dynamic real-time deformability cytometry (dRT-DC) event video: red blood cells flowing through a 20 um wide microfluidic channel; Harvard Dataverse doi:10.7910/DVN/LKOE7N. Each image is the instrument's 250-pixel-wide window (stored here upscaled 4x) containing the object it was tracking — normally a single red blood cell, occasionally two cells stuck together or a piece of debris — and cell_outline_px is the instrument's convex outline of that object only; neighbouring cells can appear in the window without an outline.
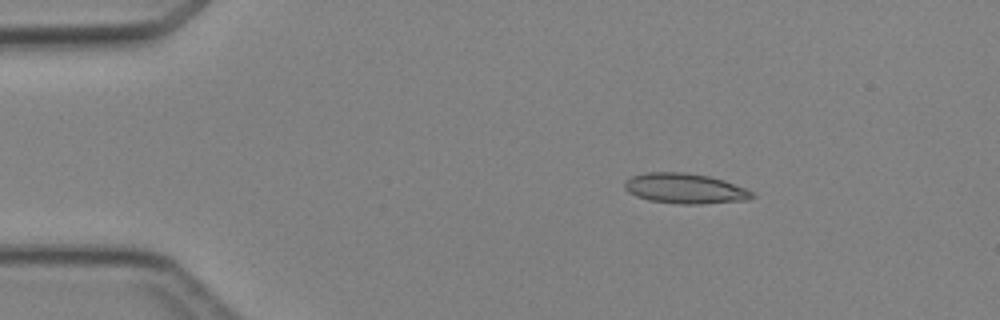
{"species": "Egyptian fruit bat (a non-hibernating species)", "species_latin": "Rousettus aegyptiacus", "temperature_condition": "cold", "stored_images_in_passage": 6, "camera_frame_rate_fps": 3000, "um_per_image_px": 0.085, "animal": {"sex": "female"}, "frame": {"image": 1, "passage_image": 3, "time_ms": 2.333, "image_size_px": [1000, 320], "cell_outline_px": [[756, 196], [748, 200], [700, 204], [680, 204], [648, 200], [636, 196], [628, 192], [624, 188], [624, 180], [632, 176], [648, 172], [684, 172], [708, 176], [724, 180], [744, 188], [752, 192]], "centroid_in_image_um": [58.2, 16.02], "position_along_channel_um": 26.8, "area_um2": 22.48}}
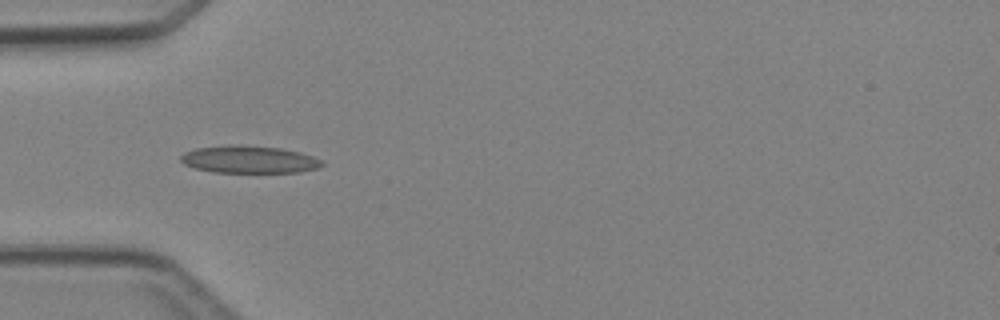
{"frame": {"image": 2, "passage_image": 5, "time_ms": 4.667, "image_size_px": [1000, 320], "cell_outline_px": [[324, 164], [316, 168], [300, 172], [212, 172], [196, 168], [184, 164], [180, 160], [180, 156], [184, 152], [196, 148], [232, 144], [240, 144], [280, 148], [300, 152], [312, 156], [320, 160]], "centroid_in_image_um": [21.14, 13.54], "position_along_channel_um": 63.9, "area_um2": 22.54}}
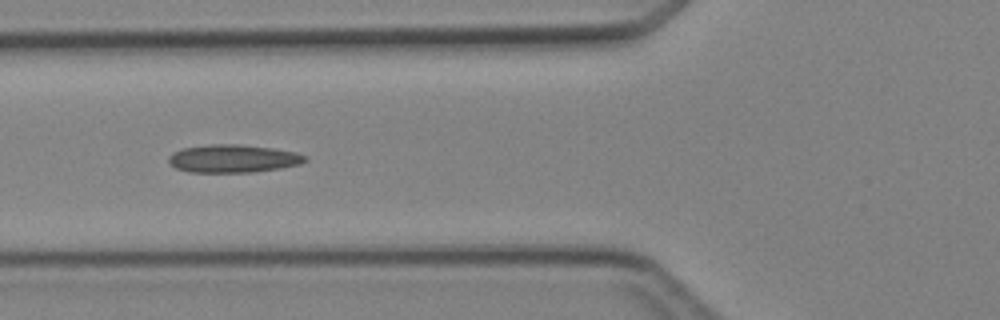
{"frame": {"image": 3, "passage_image": 6, "time_ms": 5.667, "image_size_px": [1000, 320], "cell_outline_px": [[308, 160], [300, 164], [280, 168], [252, 172], [188, 172], [176, 168], [168, 160], [168, 156], [172, 152], [180, 148], [212, 144], [240, 144], [272, 148], [296, 152], [304, 156]], "centroid_in_image_um": [19.78, 13.47], "position_along_channel_um": 106.0, "area_um2": 22.25}}